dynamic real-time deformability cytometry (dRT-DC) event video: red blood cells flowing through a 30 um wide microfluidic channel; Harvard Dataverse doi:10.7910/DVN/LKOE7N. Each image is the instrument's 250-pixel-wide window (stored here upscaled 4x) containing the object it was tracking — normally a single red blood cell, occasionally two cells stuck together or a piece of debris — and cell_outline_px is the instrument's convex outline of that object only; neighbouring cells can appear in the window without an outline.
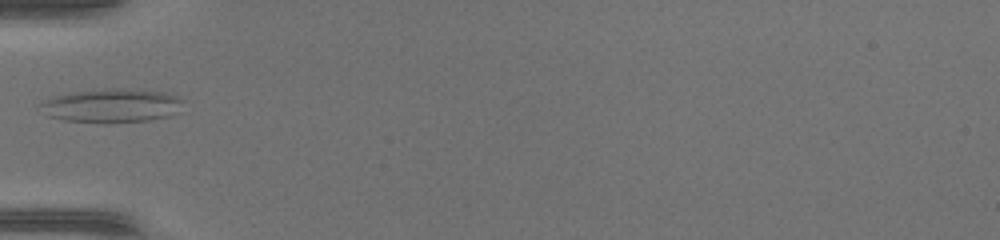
{"species": "common noctule bat (a hibernating species)", "species_latin": "Nyctalus noctula", "temperature_condition": "warm", "stored_images_in_passage": 33, "camera_frame_rate_fps": 3000, "um_per_image_px": 0.085, "animal": {"sex": "female", "body_mass_g": 17.0, "forearm_length_mm": 48.0}, "frame": {"image": 1, "passage_image": 1, "time_ms": 0.0, "image_size_px": [1000, 240], "cell_outline_px": [[184, 100], [176, 112], [168, 116], [148, 120], [104, 124], [64, 120], [48, 116], [36, 104], [48, 96], [68, 92], [100, 88], [120, 88], [164, 92], [176, 96]], "centroid_in_image_um": [9.38, 8.97], "position_along_channel_um": 75.6, "area_um2": 28.78}}
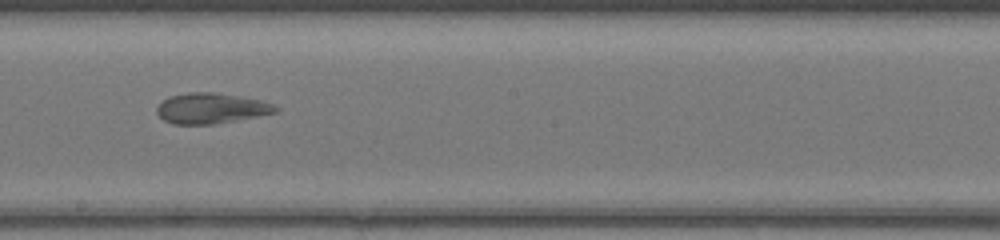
{"frame": {"image": 2, "passage_image": 12, "time_ms": 3.667, "image_size_px": [1000, 240], "cell_outline_px": [[280, 108], [276, 112], [216, 124], [172, 124], [164, 120], [156, 112], [156, 108], [164, 100], [172, 96], [188, 92], [212, 92], [240, 96], [260, 100], [272, 104]], "centroid_in_image_um": [17.94, 9.21], "position_along_channel_um": 230.3, "area_um2": 20.87}}
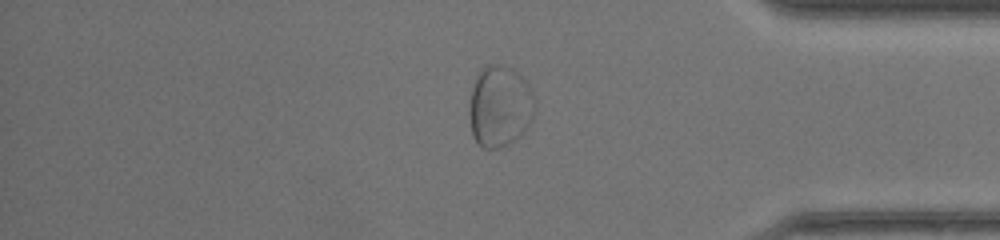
{"frame": {"image": 3, "passage_image": 25, "time_ms": 8.0, "image_size_px": [1000, 240], "cell_outline_px": [[536, 112], [532, 120], [524, 132], [520, 136], [508, 144], [500, 148], [484, 148], [472, 136], [468, 112], [468, 104], [472, 88], [476, 76], [488, 64], [496, 64], [512, 68], [528, 84], [536, 100]], "centroid_in_image_um": [42.49, 9.05], "position_along_channel_um": 392.7, "area_um2": 31.44}}